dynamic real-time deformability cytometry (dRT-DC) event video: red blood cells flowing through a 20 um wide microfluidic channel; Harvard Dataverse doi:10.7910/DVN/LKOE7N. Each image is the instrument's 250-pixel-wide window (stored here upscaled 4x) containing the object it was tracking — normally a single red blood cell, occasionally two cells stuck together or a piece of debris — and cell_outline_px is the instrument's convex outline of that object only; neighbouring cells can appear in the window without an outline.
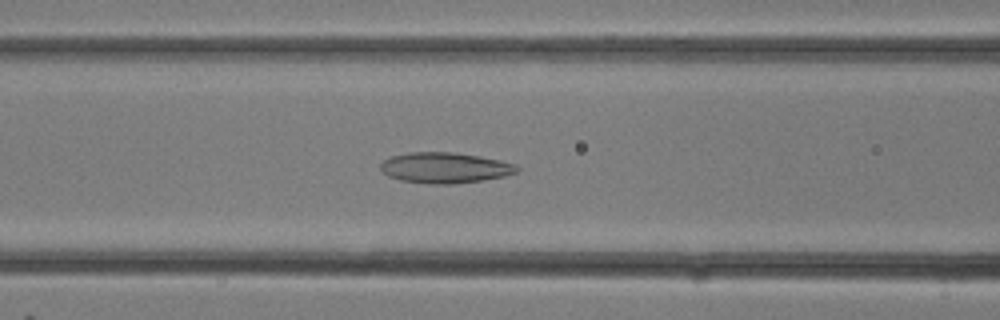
{"species": "common noctule bat (a hibernating species)", "species_latin": "Nyctalus noctula", "temperature_condition": "room temperature", "stored_images_in_passage": 10, "camera_frame_rate_fps": 3000, "um_per_image_px": 0.085, "animal": {"sex": "female"}, "frame": {"image": 1, "passage_image": 6, "time_ms": 1.667, "image_size_px": [1000, 320], "cell_outline_px": [[520, 168], [516, 172], [504, 176], [484, 180], [452, 184], [432, 184], [400, 180], [388, 176], [380, 168], [380, 164], [384, 160], [392, 156], [408, 152], [452, 152], [480, 156], [500, 160], [516, 164]], "centroid_in_image_um": [37.83, 14.26], "position_along_channel_um": 128.8, "area_um2": 24.39}}
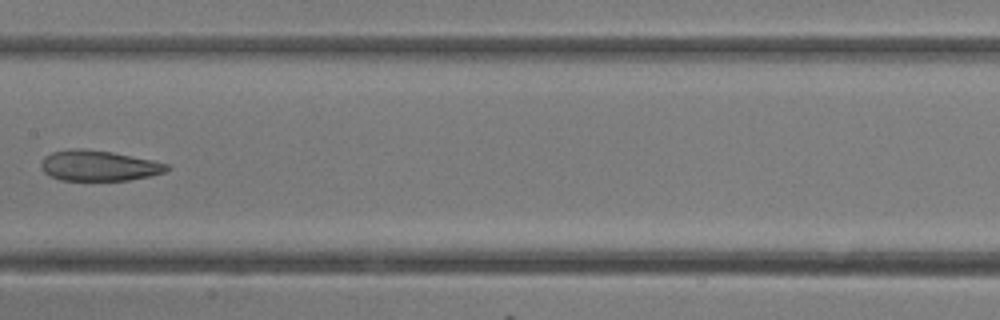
{"frame": {"image": 2, "passage_image": 9, "time_ms": 2.667, "image_size_px": [1000, 320], "cell_outline_px": [[172, 168], [164, 172], [148, 176], [128, 180], [60, 180], [48, 176], [40, 168], [40, 164], [44, 156], [52, 152], [76, 148], [84, 148], [112, 152], [152, 160], [168, 164]], "centroid_in_image_um": [8.36, 14.08], "position_along_channel_um": 199.0, "area_um2": 22.43}}